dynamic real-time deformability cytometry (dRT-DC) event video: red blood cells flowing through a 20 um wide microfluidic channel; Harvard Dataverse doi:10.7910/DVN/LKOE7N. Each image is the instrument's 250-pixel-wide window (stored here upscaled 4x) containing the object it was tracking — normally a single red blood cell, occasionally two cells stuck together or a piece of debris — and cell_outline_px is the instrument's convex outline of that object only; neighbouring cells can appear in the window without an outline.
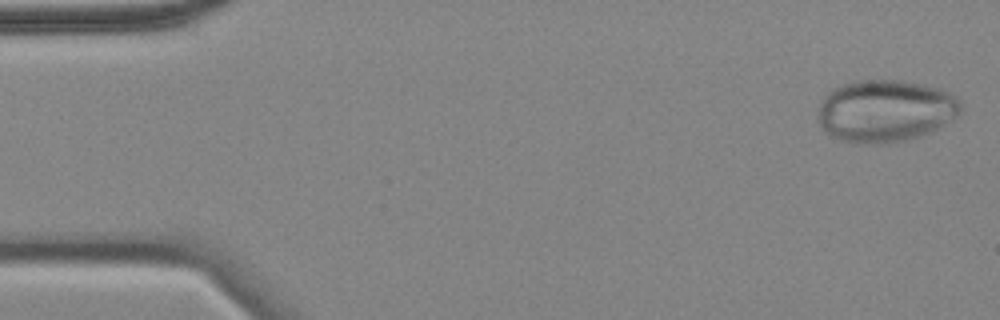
{"species": "common noctule bat (a hibernating species)", "species_latin": "Nyctalus noctula", "temperature_condition": "cold", "stored_images_in_passage": 56, "camera_frame_rate_fps": 3000, "um_per_image_px": 0.085, "animal": {"sex": "female", "body_mass_g": 18.4}, "frame": {"image": 1, "passage_image": 2, "time_ms": 0.333, "image_size_px": [1000, 320], "cell_outline_px": [[960, 112], [956, 116], [932, 132], [908, 140], [888, 144], [856, 144], [840, 140], [832, 136], [816, 120], [820, 100], [832, 88], [856, 80], [900, 80], [940, 88], [956, 96], [960, 100]], "centroid_in_image_um": [75.22, 9.44], "position_along_channel_um": 9.8, "area_um2": 52.31}}
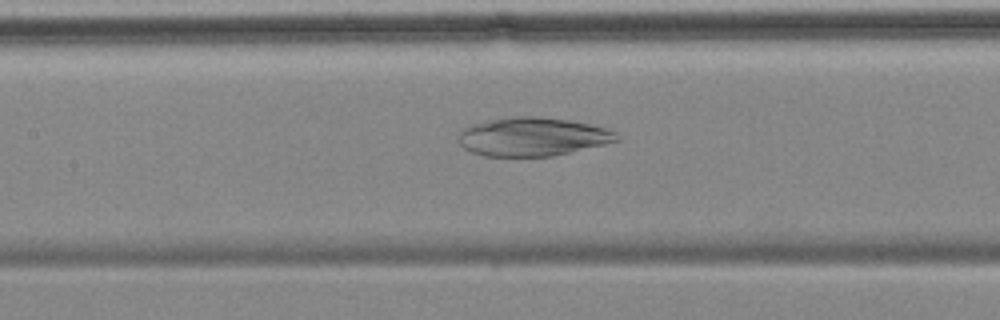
{"frame": {"image": 2, "passage_image": 25, "time_ms": 8.0, "image_size_px": [1000, 320], "cell_outline_px": [[620, 140], [604, 144], [552, 156], [484, 156], [472, 152], [464, 148], [460, 144], [456, 136], [460, 128], [468, 124], [516, 116], [540, 116], [568, 120], [588, 124], [604, 128], [616, 132], [620, 136]], "centroid_in_image_um": [45.2, 11.62], "position_along_channel_um": 162.2, "area_um2": 35.66}}
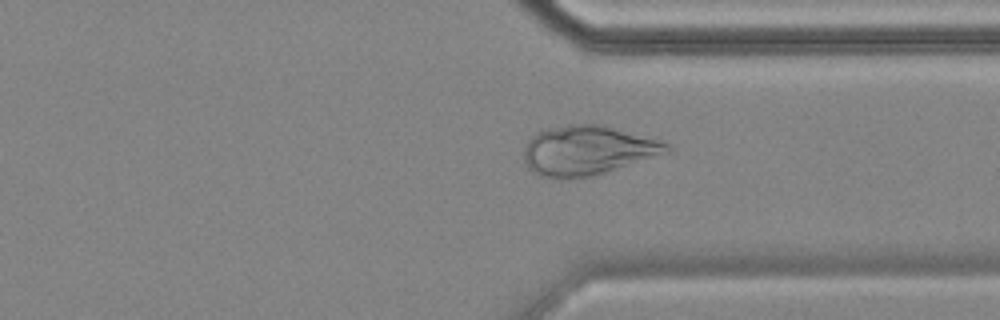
{"frame": {"image": 3, "passage_image": 42, "time_ms": 13.667, "image_size_px": [1000, 320], "cell_outline_px": [[672, 152], [604, 172], [588, 176], [540, 176], [532, 172], [528, 168], [524, 160], [524, 148], [528, 140], [536, 132], [548, 128], [568, 124], [600, 124], [656, 140], [668, 144], [672, 148]], "centroid_in_image_um": [49.92, 12.76], "position_along_channel_um": 361.5, "area_um2": 40.34}}